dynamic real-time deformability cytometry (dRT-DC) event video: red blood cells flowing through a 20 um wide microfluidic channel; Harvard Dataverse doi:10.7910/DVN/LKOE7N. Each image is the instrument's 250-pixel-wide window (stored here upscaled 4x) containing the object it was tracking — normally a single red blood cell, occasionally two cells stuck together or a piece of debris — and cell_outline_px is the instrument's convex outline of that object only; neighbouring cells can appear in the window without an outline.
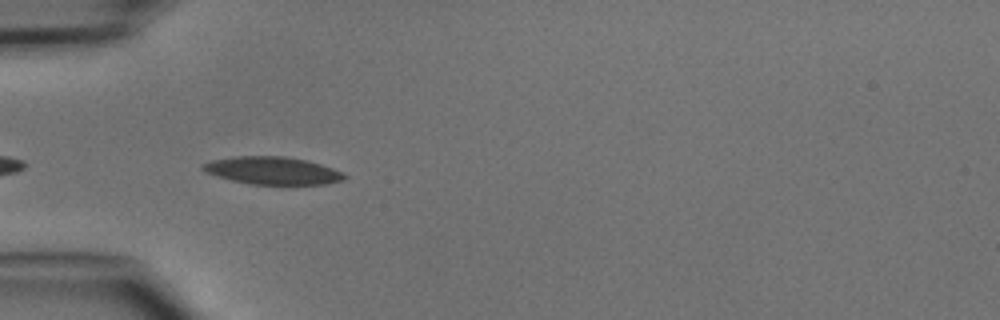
{"species": "common noctule bat (a hibernating species)", "species_latin": "Nyctalus noctula", "temperature_condition": "cold", "stored_images_in_passage": 11, "camera_frame_rate_fps": 3000, "um_per_image_px": 0.085, "animal": {"sex": "male", "body_mass_g": 15.6}, "frame": {"image": 1, "passage_image": 2, "time_ms": 0.333, "image_size_px": [1000, 320], "cell_outline_px": [[348, 176], [344, 180], [324, 184], [248, 184], [232, 180], [204, 172], [200, 168], [200, 164], [212, 160], [232, 156], [284, 156], [308, 160], [344, 172]], "centroid_in_image_um": [23.15, 14.49], "position_along_channel_um": 61.9, "area_um2": 22.95}}